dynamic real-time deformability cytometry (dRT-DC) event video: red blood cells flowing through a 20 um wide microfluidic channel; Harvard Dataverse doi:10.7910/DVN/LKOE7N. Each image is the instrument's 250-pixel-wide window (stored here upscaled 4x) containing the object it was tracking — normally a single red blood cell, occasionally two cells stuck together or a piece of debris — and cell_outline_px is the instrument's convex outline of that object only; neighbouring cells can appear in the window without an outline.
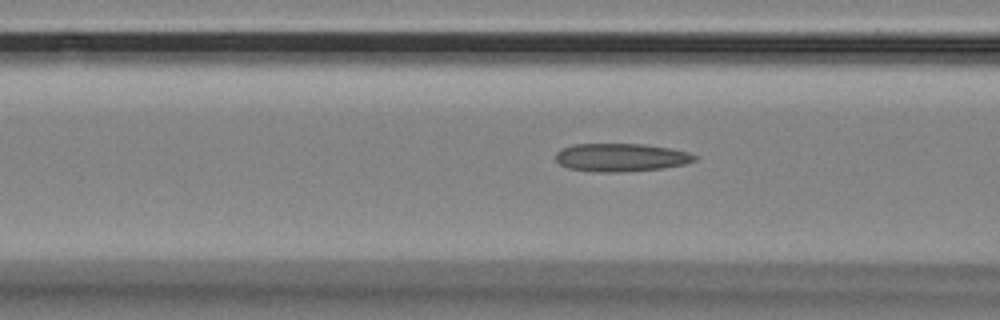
{"species": "Egyptian fruit bat (a non-hibernating species)", "species_latin": "Rousettus aegyptiacus", "temperature_condition": "room temperature", "stored_images_in_passage": 32, "camera_frame_rate_fps": 3000, "um_per_image_px": 0.085, "animal": {"sex": "female"}, "frame": {"image": 1, "passage_image": 4, "time_ms": 1.0, "image_size_px": [1000, 320], "cell_outline_px": [[696, 160], [684, 164], [664, 168], [620, 172], [600, 172], [568, 168], [560, 164], [556, 160], [556, 152], [560, 148], [572, 144], [644, 144], [668, 148], [688, 152], [696, 156]], "centroid_in_image_um": [52.75, 13.38], "position_along_channel_um": 113.9, "area_um2": 22.72}}
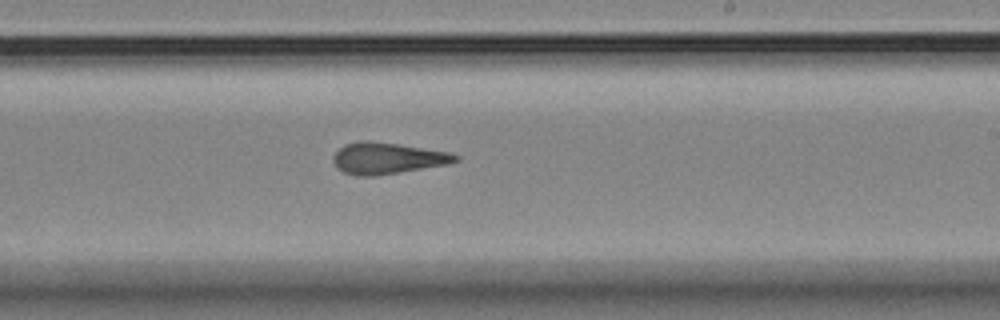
{"frame": {"image": 2, "passage_image": 16, "time_ms": 5.0, "image_size_px": [1000, 320], "cell_outline_px": [[460, 160], [448, 164], [376, 176], [356, 176], [344, 172], [336, 168], [332, 160], [332, 156], [344, 144], [364, 140], [368, 140], [452, 152], [460, 156]], "centroid_in_image_um": [32.92, 13.45], "position_along_channel_um": 256.1, "area_um2": 22.48}}
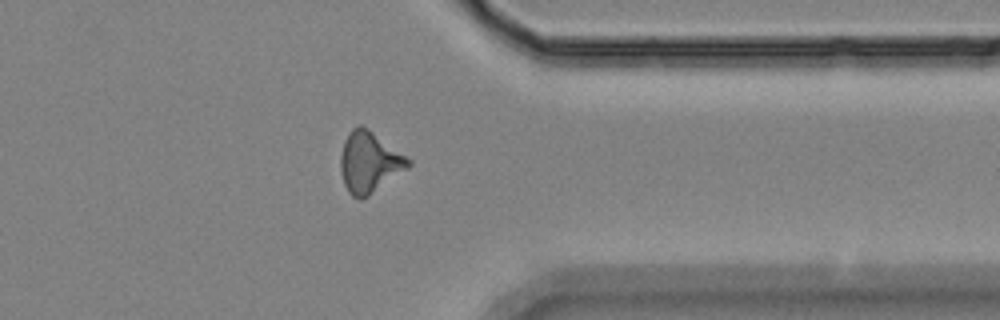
{"frame": {"image": 3, "passage_image": 27, "time_ms": 8.667, "image_size_px": [1000, 320], "cell_outline_px": [[412, 164], [408, 168], [368, 196], [360, 200], [352, 196], [348, 192], [344, 184], [340, 168], [340, 156], [344, 140], [352, 128], [360, 124], [368, 128], [412, 160]], "centroid_in_image_um": [31.39, 13.78], "position_along_channel_um": 380.0, "area_um2": 24.04}}